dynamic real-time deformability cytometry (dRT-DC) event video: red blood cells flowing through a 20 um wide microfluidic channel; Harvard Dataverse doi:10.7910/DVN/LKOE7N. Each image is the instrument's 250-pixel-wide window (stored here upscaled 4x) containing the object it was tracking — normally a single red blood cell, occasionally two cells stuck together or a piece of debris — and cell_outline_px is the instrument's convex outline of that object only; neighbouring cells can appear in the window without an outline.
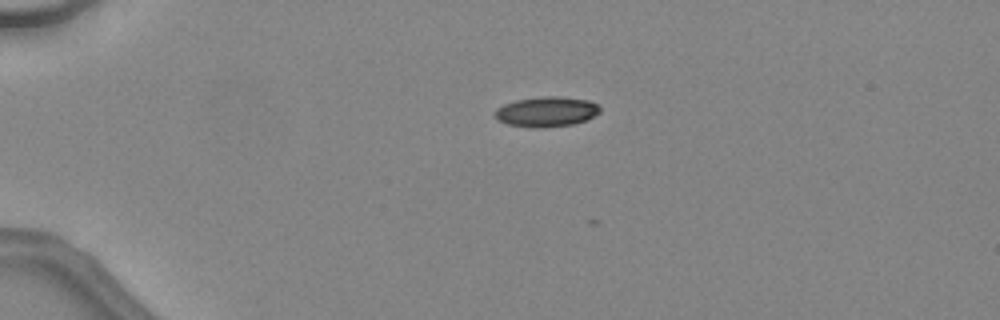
{"species": "common noctule bat (a hibernating species)", "species_latin": "Nyctalus noctula", "temperature_condition": "warm", "stored_images_in_passage": 3, "camera_frame_rate_fps": 3000, "um_per_image_px": 0.085, "animal": {"sex": "female", "body_mass_g": 24.6, "forearm_length_mm": 56.2}, "frame": {"image": 1, "passage_image": 1, "time_ms": 0.0, "image_size_px": [1000, 320], "cell_outline_px": [[600, 112], [588, 120], [572, 124], [544, 128], [532, 128], [508, 124], [496, 120], [492, 112], [496, 108], [504, 104], [516, 100], [544, 96], [560, 96], [588, 100], [596, 104], [600, 108]], "centroid_in_image_um": [46.41, 9.5], "position_along_channel_um": 38.6, "area_um2": 18.67}}